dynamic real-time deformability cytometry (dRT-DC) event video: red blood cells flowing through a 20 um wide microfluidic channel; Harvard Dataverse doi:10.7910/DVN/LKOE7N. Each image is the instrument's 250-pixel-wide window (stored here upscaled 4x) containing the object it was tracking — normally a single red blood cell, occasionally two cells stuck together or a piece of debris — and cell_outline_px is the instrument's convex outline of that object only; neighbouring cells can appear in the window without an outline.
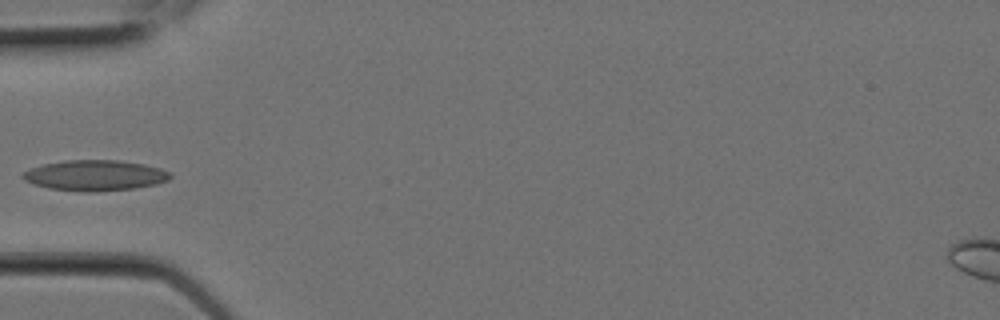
{"species": "Egyptian fruit bat (a non-hibernating species)", "species_latin": "Rousettus aegyptiacus", "temperature_condition": "room temperature", "stored_images_in_passage": 11, "camera_frame_rate_fps": 3000, "um_per_image_px": 0.085, "animal": {"sex": "female"}, "frame": {"image": 1, "passage_image": 7, "time_ms": 2.0, "image_size_px": [1000, 320], "cell_outline_px": [[172, 176], [168, 180], [156, 184], [136, 188], [96, 192], [80, 192], [48, 188], [24, 180], [20, 176], [24, 172], [32, 168], [44, 164], [64, 160], [120, 160], [144, 164], [160, 168], [172, 172]], "centroid_in_image_um": [8.11, 14.91], "position_along_channel_um": 76.9, "area_um2": 26.47}}
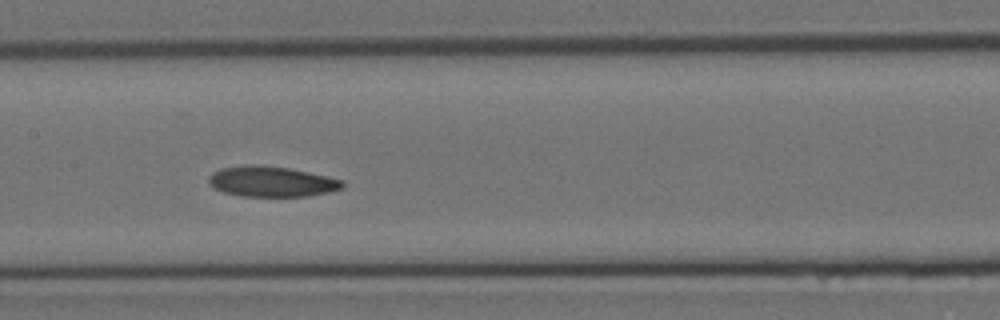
{"frame": {"image": 2, "passage_image": 10, "time_ms": 3.0, "image_size_px": [1000, 320], "cell_outline_px": [[344, 188], [328, 192], [308, 196], [240, 196], [224, 192], [208, 184], [208, 176], [212, 172], [220, 168], [244, 164], [252, 164], [288, 168], [328, 176], [344, 180]], "centroid_in_image_um": [23.07, 15.42], "position_along_channel_um": 184.3, "area_um2": 23.87}}
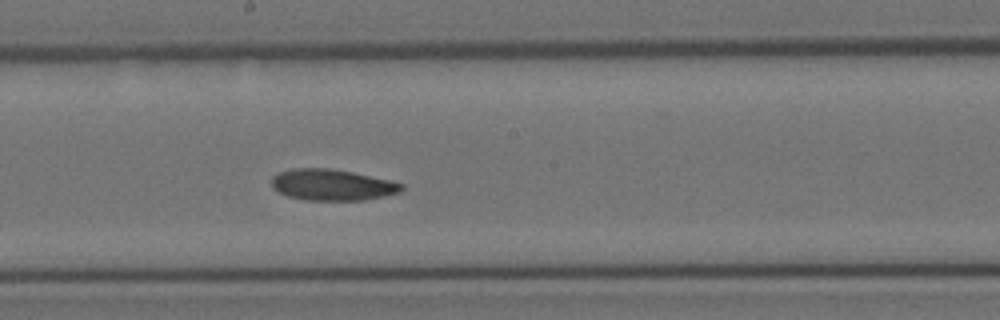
{"frame": {"image": 3, "passage_image": 11, "time_ms": 3.333, "image_size_px": [1000, 320], "cell_outline_px": [[404, 188], [400, 192], [384, 196], [364, 200], [304, 200], [288, 196], [272, 188], [272, 176], [280, 172], [292, 168], [328, 168], [352, 172], [388, 180], [404, 184]], "centroid_in_image_um": [28.22, 15.71], "position_along_channel_um": 220.0, "area_um2": 23.52}}